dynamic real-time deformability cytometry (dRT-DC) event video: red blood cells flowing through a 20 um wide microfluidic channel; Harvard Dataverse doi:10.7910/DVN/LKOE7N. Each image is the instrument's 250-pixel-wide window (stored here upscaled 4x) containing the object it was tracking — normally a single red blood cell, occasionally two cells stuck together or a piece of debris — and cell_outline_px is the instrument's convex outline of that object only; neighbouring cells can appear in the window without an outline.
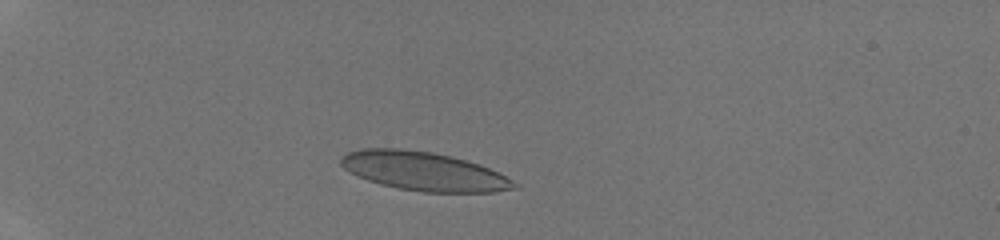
{"species": "human", "species_latin": "Homo sapiens", "temperature_condition": "room temperature", "stored_images_in_passage": 37, "camera_frame_rate_fps": 3000, "um_per_image_px": 0.085, "donor": {"sex": "male"}, "frame": {"image": 1, "passage_image": 7, "time_ms": 2.0, "image_size_px": [1000, 240], "cell_outline_px": [[520, 188], [492, 192], [424, 192], [400, 188], [380, 184], [368, 180], [348, 172], [340, 164], [340, 160], [348, 152], [364, 148], [400, 148], [432, 152], [452, 156], [480, 164], [500, 172], [520, 184]], "centroid_in_image_um": [36.08, 14.56], "position_along_channel_um": 48.9, "area_um2": 39.36}}
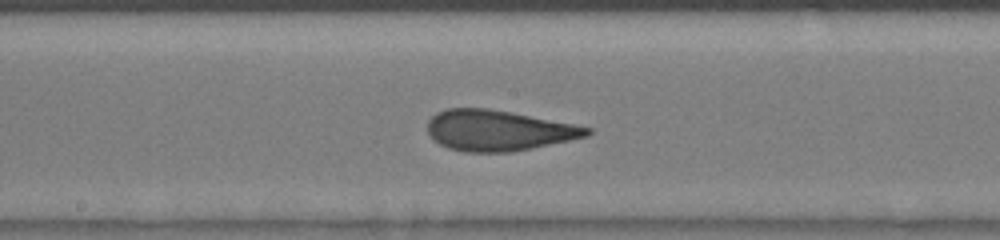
{"frame": {"image": 2, "passage_image": 20, "time_ms": 6.333, "image_size_px": [1000, 240], "cell_outline_px": [[592, 132], [588, 136], [532, 148], [512, 152], [464, 152], [448, 148], [432, 140], [428, 132], [428, 120], [436, 112], [448, 108], [488, 108], [572, 124], [592, 128]], "centroid_in_image_um": [42.31, 11.09], "position_along_channel_um": 205.9, "area_um2": 37.57}}
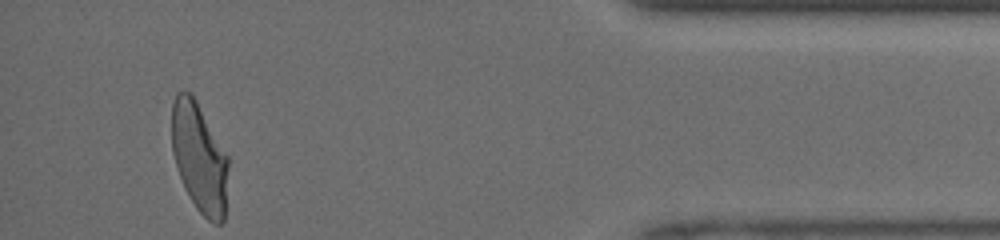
{"frame": {"image": 3, "passage_image": 36, "time_ms": 11.667, "image_size_px": [1000, 240], "cell_outline_px": [[228, 168], [224, 220], [220, 224], [212, 224], [196, 208], [188, 196], [184, 188], [176, 168], [172, 152], [172, 104], [176, 92], [192, 92], [228, 156]], "centroid_in_image_um": [16.93, 13.41], "position_along_channel_um": 418.3, "area_um2": 36.36}}